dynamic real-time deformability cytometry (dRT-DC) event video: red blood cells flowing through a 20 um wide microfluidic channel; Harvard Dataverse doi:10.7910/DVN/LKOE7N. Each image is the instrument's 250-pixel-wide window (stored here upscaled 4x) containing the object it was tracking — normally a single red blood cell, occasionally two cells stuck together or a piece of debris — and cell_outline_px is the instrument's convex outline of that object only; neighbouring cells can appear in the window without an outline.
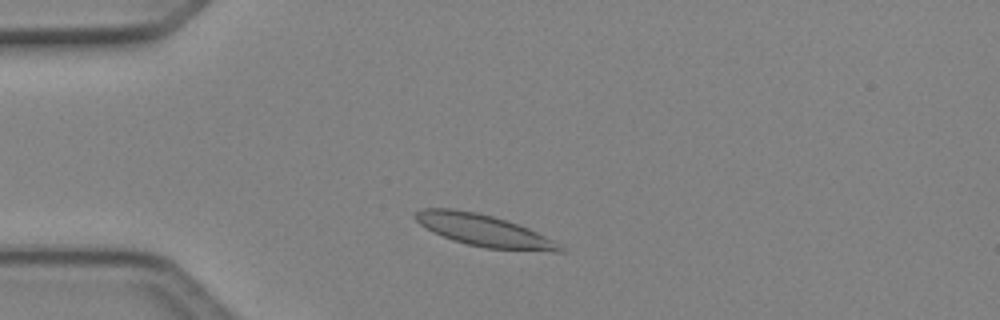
{"species": "Egyptian fruit bat (a non-hibernating species)", "species_latin": "Rousettus aegyptiacus", "temperature_condition": "cold", "stored_images_in_passage": 6, "camera_frame_rate_fps": 3000, "um_per_image_px": 0.085, "animal": {"sex": "female"}, "frame": {"image": 1, "passage_image": 2, "time_ms": 0.333, "image_size_px": [1000, 320], "cell_outline_px": [[568, 252], [552, 252], [484, 248], [452, 240], [432, 232], [420, 224], [412, 216], [416, 212], [424, 208], [452, 208], [476, 212], [492, 216], [528, 228], [552, 240], [564, 248]], "centroid_in_image_um": [41.11, 19.6], "position_along_channel_um": 43.9, "area_um2": 26.7}}
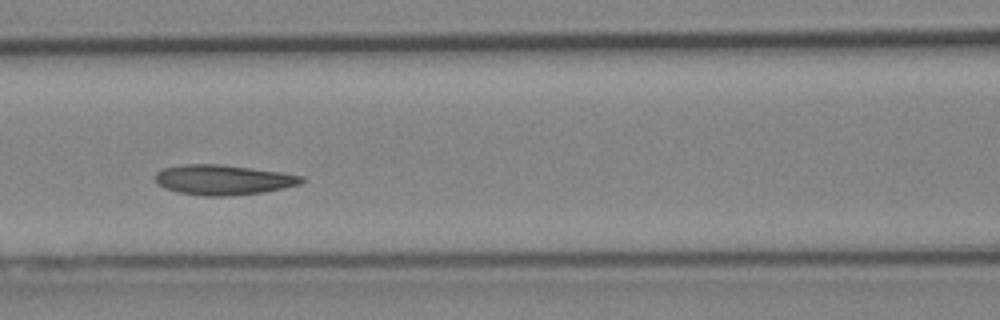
{"frame": {"image": 2, "passage_image": 5, "time_ms": 1.333, "image_size_px": [1000, 320], "cell_outline_px": [[308, 180], [300, 184], [284, 188], [264, 192], [224, 196], [204, 196], [176, 192], [164, 188], [156, 184], [156, 172], [160, 168], [184, 164], [220, 164], [284, 172], [304, 176]], "centroid_in_image_um": [18.98, 15.28], "position_along_channel_um": 147.6, "area_um2": 26.01}}
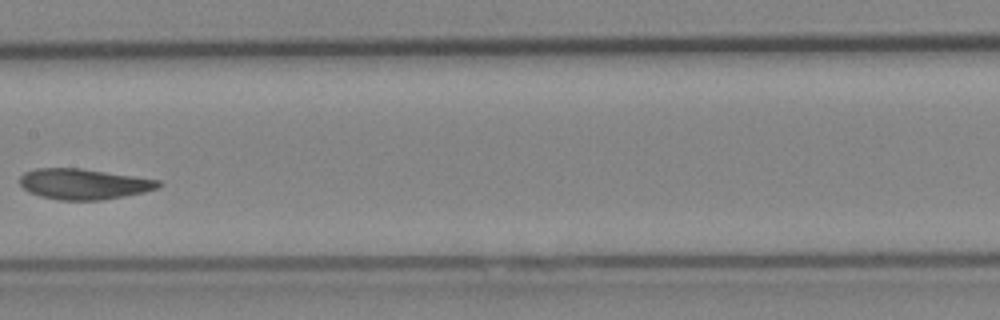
{"frame": {"image": 3, "passage_image": 6, "time_ms": 1.667, "image_size_px": [1000, 320], "cell_outline_px": [[164, 184], [160, 188], [144, 192], [104, 200], [60, 200], [40, 196], [28, 192], [20, 184], [20, 176], [24, 172], [36, 168], [80, 168], [160, 180]], "centroid_in_image_um": [7.13, 15.64], "position_along_channel_um": 200.3, "area_um2": 24.85}}